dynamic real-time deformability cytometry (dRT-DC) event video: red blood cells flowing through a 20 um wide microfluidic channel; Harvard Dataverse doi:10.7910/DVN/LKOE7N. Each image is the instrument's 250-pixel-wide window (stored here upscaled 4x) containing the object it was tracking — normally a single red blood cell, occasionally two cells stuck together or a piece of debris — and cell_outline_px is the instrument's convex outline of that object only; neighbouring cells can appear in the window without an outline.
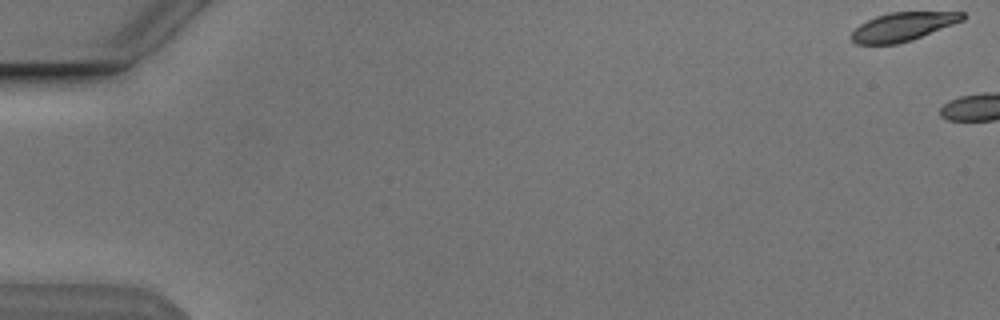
{"species": "Egyptian fruit bat (a non-hibernating species)", "species_latin": "Rousettus aegyptiacus", "temperature_condition": "cold", "stored_images_in_passage": 4, "camera_frame_rate_fps": 3000, "um_per_image_px": 0.085, "animal": {"sex": "male"}, "frame": {"image": 1, "passage_image": 1, "time_ms": 0.0, "image_size_px": [1000, 320], "cell_outline_px": [[964, 20], [912, 40], [896, 44], [856, 44], [848, 36], [860, 24], [876, 16], [888, 12], [964, 12]], "centroid_in_image_um": [76.71, 2.27], "position_along_channel_um": 8.3, "area_um2": 18.44}}